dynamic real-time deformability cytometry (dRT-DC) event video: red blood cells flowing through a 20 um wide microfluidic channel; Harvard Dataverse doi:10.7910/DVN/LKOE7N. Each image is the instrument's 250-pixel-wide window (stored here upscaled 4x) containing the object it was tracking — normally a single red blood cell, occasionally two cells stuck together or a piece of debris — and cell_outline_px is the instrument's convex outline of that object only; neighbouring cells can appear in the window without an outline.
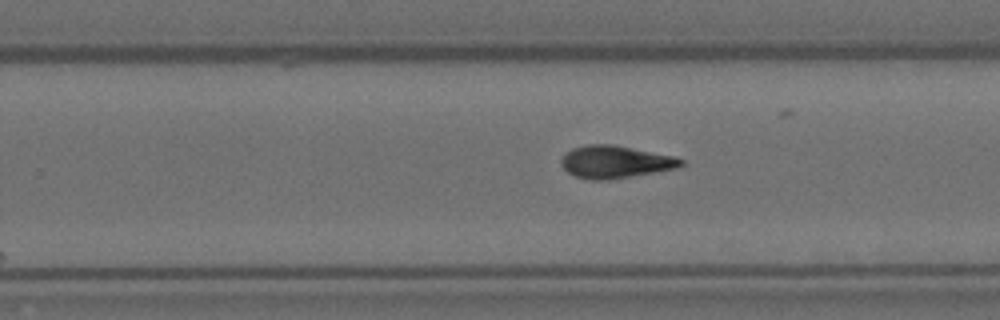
{"species": "Egyptian fruit bat (a non-hibernating species)", "species_latin": "Rousettus aegyptiacus", "temperature_condition": "room temperature", "stored_images_in_passage": 12, "camera_frame_rate_fps": 3000, "um_per_image_px": 0.085, "animal": {"sex": "female"}, "frame": {"image": 1, "passage_image": 12, "time_ms": 14.0, "image_size_px": [1000, 320], "cell_outline_px": [[684, 164], [676, 168], [632, 176], [608, 180], [588, 180], [576, 176], [568, 172], [560, 164], [560, 160], [572, 148], [588, 144], [612, 144], [676, 156], [684, 160]], "centroid_in_image_um": [52.3, 13.76], "position_along_channel_um": 277.5, "area_um2": 22.66}}